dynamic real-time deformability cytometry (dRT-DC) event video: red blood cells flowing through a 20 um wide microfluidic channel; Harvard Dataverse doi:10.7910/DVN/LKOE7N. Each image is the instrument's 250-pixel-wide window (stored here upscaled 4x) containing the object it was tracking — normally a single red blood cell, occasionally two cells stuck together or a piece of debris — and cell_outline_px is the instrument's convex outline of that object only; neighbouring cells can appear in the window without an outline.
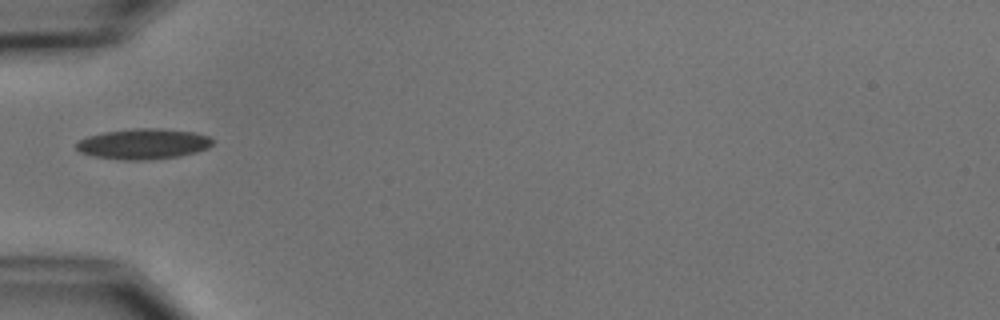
{"species": "common noctule bat (a hibernating species)", "species_latin": "Nyctalus noctula", "temperature_condition": "cold", "stored_images_in_passage": 7, "camera_frame_rate_fps": 3000, "um_per_image_px": 0.085, "animal": {"sex": "male", "body_mass_g": 15.6}, "frame": {"image": 1, "passage_image": 5, "time_ms": 4.667, "image_size_px": [1000, 320], "cell_outline_px": [[212, 144], [208, 148], [196, 152], [176, 156], [144, 160], [124, 160], [92, 156], [80, 152], [76, 148], [76, 144], [80, 140], [88, 136], [104, 132], [132, 128], [160, 128], [196, 132], [208, 136], [212, 140]], "centroid_in_image_um": [12.18, 12.22], "position_along_channel_um": 72.8, "area_um2": 24.16}}
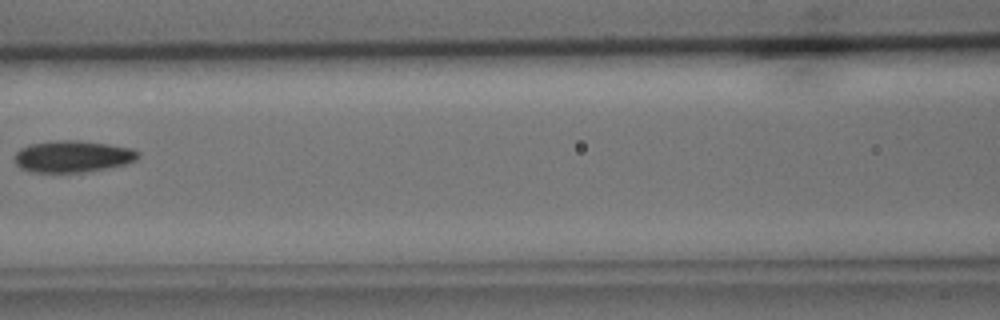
{"frame": {"image": 2, "passage_image": 7, "time_ms": 7.0, "image_size_px": [1000, 320], "cell_outline_px": [[140, 156], [136, 160], [128, 164], [108, 168], [84, 172], [32, 172], [20, 168], [16, 164], [16, 152], [20, 148], [32, 144], [56, 140], [76, 140], [108, 144], [132, 148], [140, 152]], "centroid_in_image_um": [6.23, 13.3], "position_along_channel_um": 160.4, "area_um2": 22.89}}